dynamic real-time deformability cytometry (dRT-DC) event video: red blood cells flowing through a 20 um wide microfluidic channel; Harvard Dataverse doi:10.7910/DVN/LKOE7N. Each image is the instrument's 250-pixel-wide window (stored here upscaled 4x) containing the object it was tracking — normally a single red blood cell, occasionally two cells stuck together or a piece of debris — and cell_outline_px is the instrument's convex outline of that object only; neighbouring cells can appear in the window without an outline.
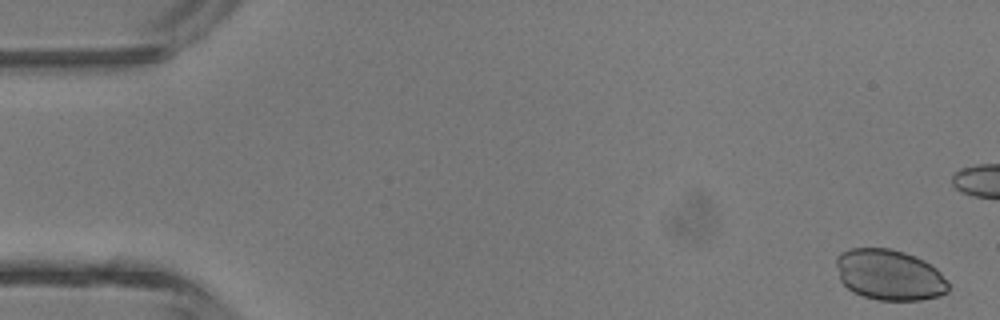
{"species": "common noctule bat (a hibernating species)", "species_latin": "Nyctalus noctula", "temperature_condition": "room temperature", "stored_images_in_passage": 7, "camera_frame_rate_fps": 3000, "um_per_image_px": 0.085, "animal": {"sex": "male", "body_mass_g": 13.3}, "frame": {"image": 1, "passage_image": 1, "time_ms": 0.0, "image_size_px": [1000, 320], "cell_outline_px": [[948, 292], [940, 296], [920, 300], [876, 300], [852, 292], [840, 280], [836, 264], [836, 256], [840, 252], [848, 248], [892, 248], [916, 256], [924, 260], [936, 268], [940, 272], [948, 284]], "centroid_in_image_um": [75.58, 23.35], "position_along_channel_um": 9.4, "area_um2": 33.41}}